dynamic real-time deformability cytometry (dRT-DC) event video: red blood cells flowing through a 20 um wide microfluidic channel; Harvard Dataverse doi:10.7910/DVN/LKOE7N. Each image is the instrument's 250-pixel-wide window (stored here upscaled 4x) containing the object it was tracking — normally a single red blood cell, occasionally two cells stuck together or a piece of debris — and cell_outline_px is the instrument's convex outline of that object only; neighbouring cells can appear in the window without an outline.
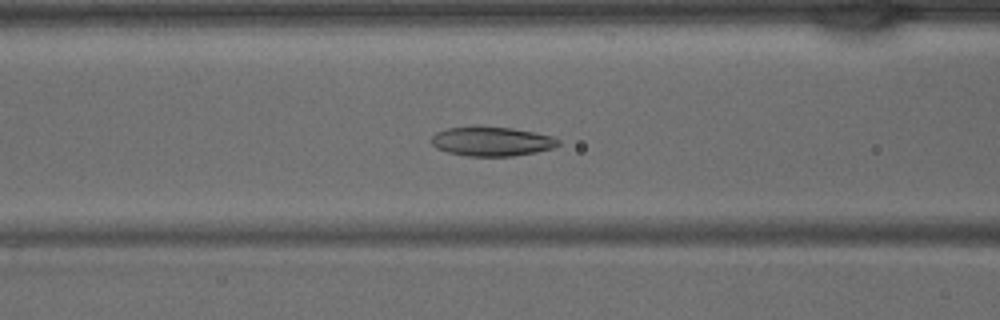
{"species": "common noctule bat (a hibernating species)", "species_latin": "Nyctalus noctula", "temperature_condition": "warm", "stored_images_in_passage": 41, "camera_frame_rate_fps": 3000, "um_per_image_px": 0.085, "animal": {"sex": "male", "body_mass_g": 15.6}, "frame": {"image": 1, "passage_image": 16, "time_ms": 5.0, "image_size_px": [1000, 320], "cell_outline_px": [[560, 144], [552, 148], [536, 152], [512, 156], [468, 156], [448, 152], [436, 148], [432, 144], [432, 136], [436, 132], [448, 128], [476, 124], [512, 128], [536, 132], [552, 136], [560, 140]], "centroid_in_image_um": [41.79, 11.99], "position_along_channel_um": 124.8, "area_um2": 22.14}}
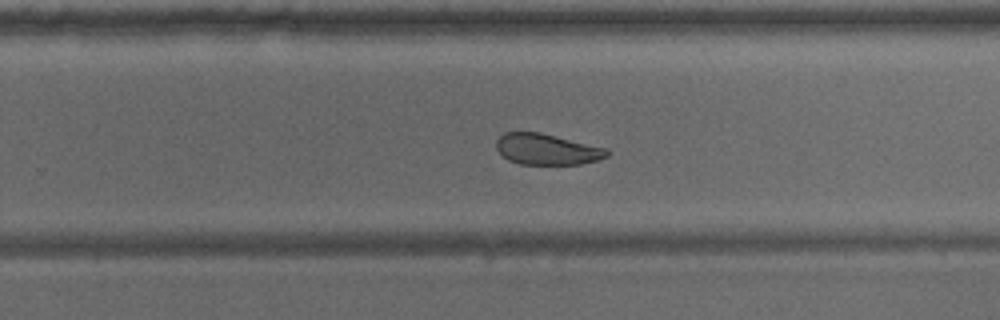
{"frame": {"image": 2, "passage_image": 26, "time_ms": 8.333, "image_size_px": [1000, 320], "cell_outline_px": [[608, 156], [596, 160], [580, 164], [520, 164], [508, 160], [496, 148], [496, 140], [504, 132], [540, 132], [608, 148]], "centroid_in_image_um": [46.48, 12.68], "position_along_channel_um": 283.3, "area_um2": 19.94}}
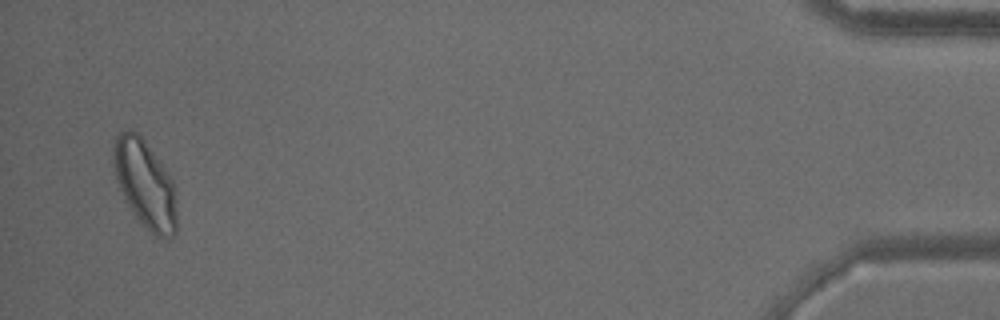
{"frame": {"image": 3, "passage_image": 40, "time_ms": 13.0, "image_size_px": [1000, 320], "cell_outline_px": [[176, 232], [168, 240], [164, 240], [152, 236], [132, 212], [124, 200], [116, 180], [112, 164], [112, 148], [116, 136], [120, 132], [128, 128], [136, 132], [144, 140], [164, 168], [172, 180], [176, 208]], "centroid_in_image_um": [12.29, 15.68], "position_along_channel_um": 422.9, "area_um2": 32.66}}